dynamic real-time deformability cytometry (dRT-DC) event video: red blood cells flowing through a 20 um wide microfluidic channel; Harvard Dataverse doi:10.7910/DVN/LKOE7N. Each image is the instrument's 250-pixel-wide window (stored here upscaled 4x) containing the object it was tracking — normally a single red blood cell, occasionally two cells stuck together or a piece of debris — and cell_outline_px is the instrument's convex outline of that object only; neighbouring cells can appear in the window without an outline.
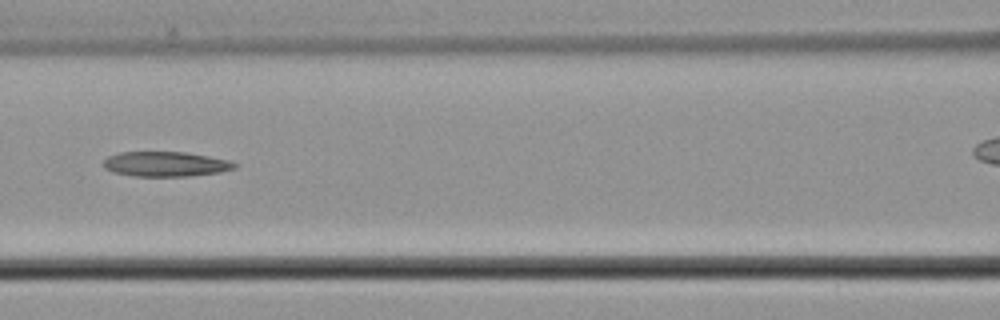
{"species": "common noctule bat (a hibernating species)", "species_latin": "Nyctalus noctula", "temperature_condition": "cold", "stored_images_in_passage": 8, "camera_frame_rate_fps": 3000, "um_per_image_px": 0.085, "animal": {"sex": "male", "body_mass_g": 21.5, "forearm_length_mm": 52.0}, "frame": {"image": 1, "passage_image": 5, "time_ms": 6.0, "image_size_px": [1000, 320], "cell_outline_px": [[240, 164], [236, 168], [220, 172], [188, 176], [132, 176], [112, 172], [104, 168], [104, 160], [108, 156], [120, 152], [184, 152], [208, 156], [228, 160]], "centroid_in_image_um": [14.08, 13.95], "position_along_channel_um": 152.5, "area_um2": 19.07}}
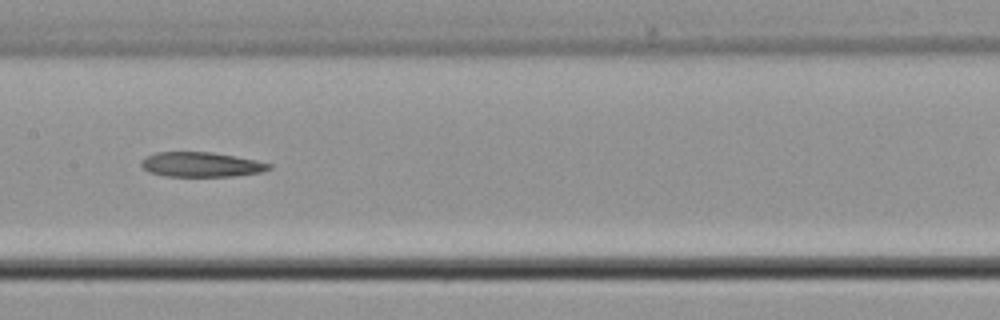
{"frame": {"image": 2, "passage_image": 6, "time_ms": 7.0, "image_size_px": [1000, 320], "cell_outline_px": [[272, 168], [260, 172], [236, 176], [164, 176], [148, 172], [140, 164], [140, 160], [144, 156], [156, 152], [212, 152], [256, 160], [272, 164]], "centroid_in_image_um": [17.06, 13.98], "position_along_channel_um": 190.3, "area_um2": 18.55}}